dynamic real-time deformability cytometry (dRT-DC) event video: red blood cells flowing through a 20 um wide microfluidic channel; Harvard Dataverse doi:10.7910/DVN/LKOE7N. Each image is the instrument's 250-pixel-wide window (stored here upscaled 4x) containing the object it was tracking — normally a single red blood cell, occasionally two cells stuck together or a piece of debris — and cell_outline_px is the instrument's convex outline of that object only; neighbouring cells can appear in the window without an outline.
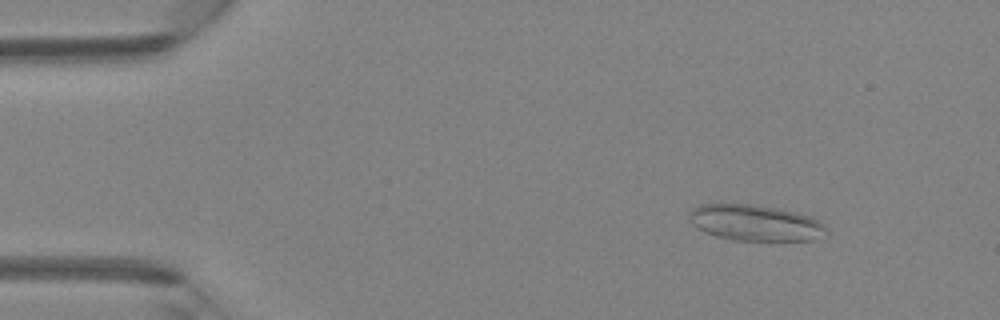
{"species": "Egyptian fruit bat (a non-hibernating species)", "species_latin": "Rousettus aegyptiacus", "temperature_condition": "room temperature", "stored_images_in_passage": 41, "camera_frame_rate_fps": 3000, "um_per_image_px": 0.085, "animal": {"sex": "female"}, "frame": {"image": 1, "passage_image": 1, "time_ms": 0.0, "image_size_px": [1000, 320], "cell_outline_px": [[828, 228], [812, 240], [732, 240], [716, 236], [704, 232], [692, 224], [688, 220], [688, 212], [692, 208], [700, 204], [752, 204], [776, 208], [796, 212], [812, 216], [824, 224]], "centroid_in_image_um": [64.13, 18.92], "position_along_channel_um": 20.9, "area_um2": 28.73}}
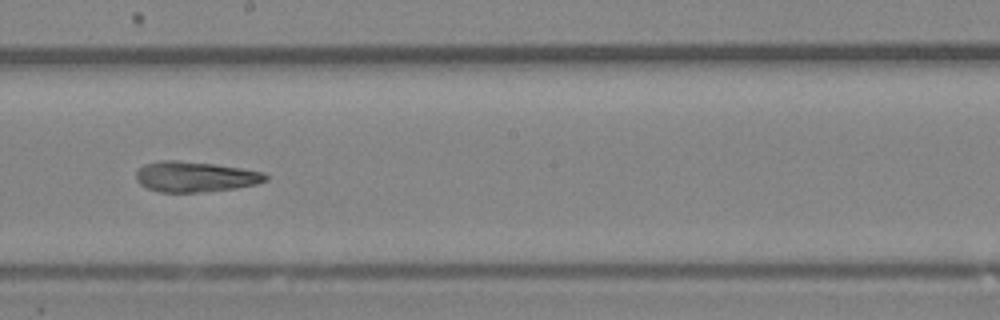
{"frame": {"image": 2, "passage_image": 21, "time_ms": 6.667, "image_size_px": [1000, 320], "cell_outline_px": [[268, 180], [256, 184], [236, 188], [200, 192], [160, 192], [148, 188], [140, 184], [136, 180], [136, 172], [144, 164], [156, 160], [176, 160], [216, 164], [264, 172], [268, 176]], "centroid_in_image_um": [16.58, 15.01], "position_along_channel_um": 231.6, "area_um2": 23.06}}
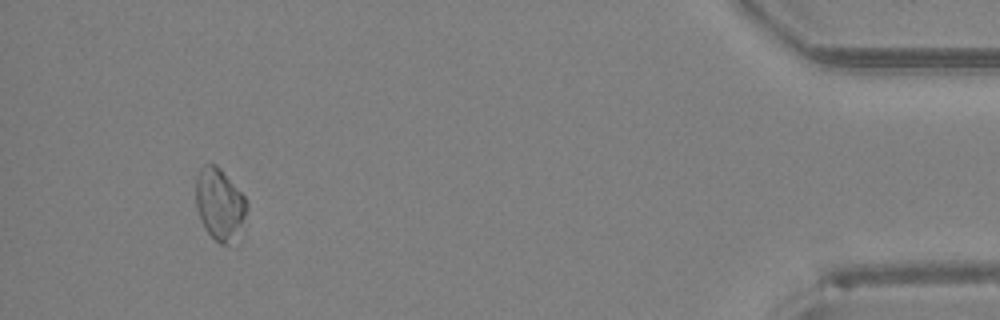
{"frame": {"image": 3, "passage_image": 38, "time_ms": 12.333, "image_size_px": [1000, 320], "cell_outline_px": [[248, 208], [240, 244], [236, 248], [220, 244], [204, 228], [200, 220], [196, 208], [196, 176], [200, 168], [204, 164], [216, 164], [220, 168], [244, 196], [248, 204]], "centroid_in_image_um": [18.73, 17.49], "position_along_channel_um": 416.5, "area_um2": 22.43}}